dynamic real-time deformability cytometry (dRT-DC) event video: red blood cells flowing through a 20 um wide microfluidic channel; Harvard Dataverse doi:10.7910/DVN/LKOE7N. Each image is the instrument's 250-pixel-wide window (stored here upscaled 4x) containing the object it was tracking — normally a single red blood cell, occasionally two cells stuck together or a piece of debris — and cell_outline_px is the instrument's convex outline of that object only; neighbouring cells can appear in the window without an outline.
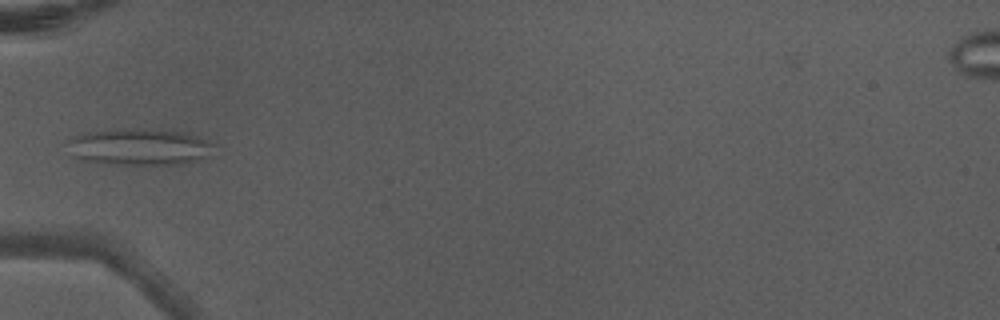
{"species": "Egyptian fruit bat (a non-hibernating species)", "species_latin": "Rousettus aegyptiacus", "temperature_condition": "warm", "stored_images_in_passage": 4, "camera_frame_rate_fps": 3000, "um_per_image_px": 0.085, "animal": {"sex": "male"}, "frame": {"image": 1, "passage_image": 4, "time_ms": 1.0, "image_size_px": [1000, 320], "cell_outline_px": [[216, 144], [212, 156], [184, 164], [108, 164], [72, 160], [72, 136], [84, 132], [132, 128], [184, 132], [196, 136]], "centroid_in_image_um": [11.89, 12.5], "position_along_channel_um": 73.1, "area_um2": 31.5}}